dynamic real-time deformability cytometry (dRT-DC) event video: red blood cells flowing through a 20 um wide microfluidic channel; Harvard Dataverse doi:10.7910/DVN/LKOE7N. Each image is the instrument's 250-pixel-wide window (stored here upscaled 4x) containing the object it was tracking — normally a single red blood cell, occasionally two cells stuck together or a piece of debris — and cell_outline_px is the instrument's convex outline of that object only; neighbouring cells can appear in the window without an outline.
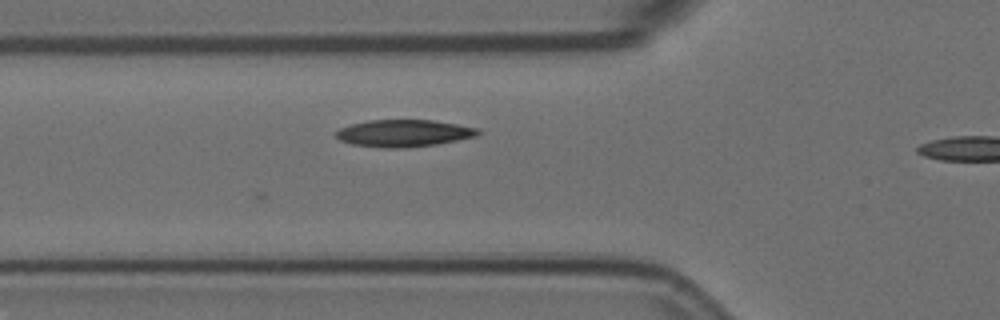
{"species": "Egyptian fruit bat (a non-hibernating species)", "species_latin": "Rousettus aegyptiacus", "temperature_condition": "room temperature", "stored_images_in_passage": 11, "camera_frame_rate_fps": 3000, "um_per_image_px": 0.085, "animal": {"sex": "female"}, "frame": {"image": 1, "passage_image": 11, "time_ms": 3.333, "image_size_px": [1000, 320], "cell_outline_px": [[480, 132], [476, 136], [436, 144], [404, 148], [388, 148], [352, 144], [340, 140], [336, 136], [336, 132], [340, 128], [352, 124], [368, 120], [432, 120], [480, 128]], "centroid_in_image_um": [34.33, 11.32], "position_along_channel_um": 91.5, "area_um2": 22.2}}